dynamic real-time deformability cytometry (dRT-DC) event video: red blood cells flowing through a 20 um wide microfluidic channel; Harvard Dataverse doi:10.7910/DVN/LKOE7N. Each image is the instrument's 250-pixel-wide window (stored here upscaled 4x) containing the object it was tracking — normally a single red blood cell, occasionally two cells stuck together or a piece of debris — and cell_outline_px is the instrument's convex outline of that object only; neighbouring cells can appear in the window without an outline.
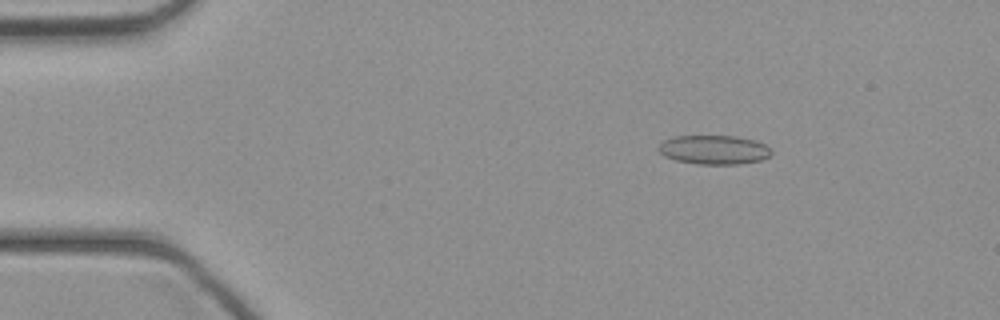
{"species": "common noctule bat (a hibernating species)", "species_latin": "Nyctalus noctula", "temperature_condition": "cold", "stored_images_in_passage": 45, "camera_frame_rate_fps": 3000, "um_per_image_px": 0.085, "animal": {"sex": "female", "body_mass_g": 21.9}, "frame": {"image": 1, "passage_image": 7, "time_ms": 2.0, "image_size_px": [1000, 320], "cell_outline_px": [[772, 152], [768, 156], [760, 160], [740, 164], [696, 164], [676, 160], [664, 156], [656, 148], [664, 140], [676, 136], [736, 136], [756, 140], [764, 144]], "centroid_in_image_um": [60.66, 12.73], "position_along_channel_um": 24.3, "area_um2": 19.07}}
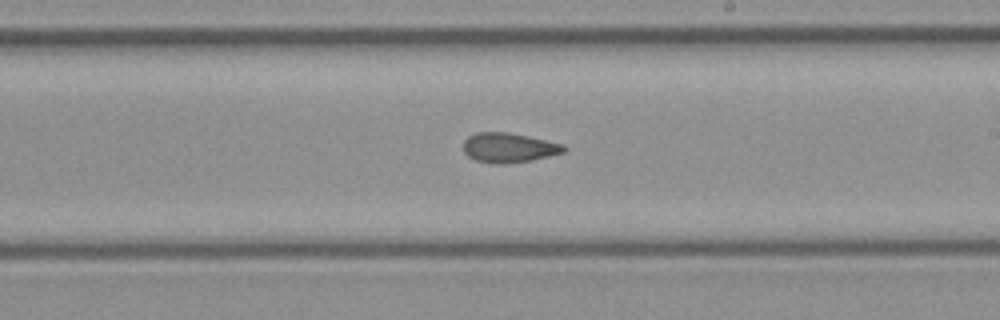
{"frame": {"image": 2, "passage_image": 26, "time_ms": 8.333, "image_size_px": [1000, 320], "cell_outline_px": [[568, 148], [564, 152], [532, 160], [504, 164], [492, 164], [476, 160], [468, 156], [464, 152], [464, 140], [468, 136], [476, 132], [508, 132], [528, 136], [564, 144]], "centroid_in_image_um": [43.25, 12.55], "position_along_channel_um": 245.8, "area_um2": 17.46}}
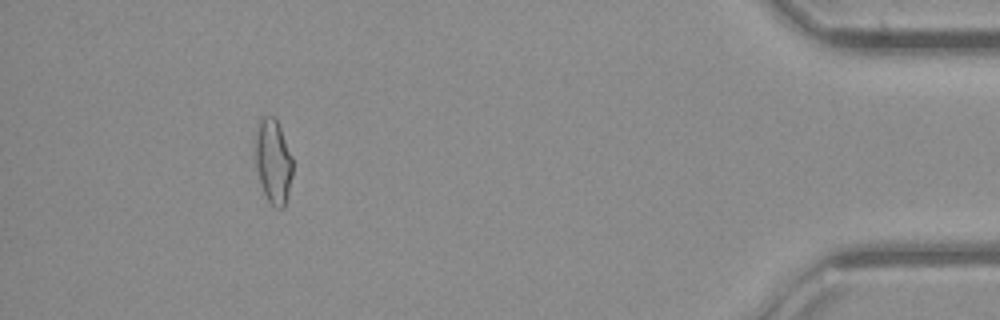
{"frame": {"image": 3, "passage_image": 41, "time_ms": 13.333, "image_size_px": [1000, 320], "cell_outline_px": [[292, 176], [288, 196], [284, 208], [276, 208], [268, 200], [264, 192], [260, 180], [256, 164], [256, 136], [260, 116], [276, 116], [292, 156]], "centroid_in_image_um": [23.25, 13.69], "position_along_channel_um": 412.0, "area_um2": 18.26}}